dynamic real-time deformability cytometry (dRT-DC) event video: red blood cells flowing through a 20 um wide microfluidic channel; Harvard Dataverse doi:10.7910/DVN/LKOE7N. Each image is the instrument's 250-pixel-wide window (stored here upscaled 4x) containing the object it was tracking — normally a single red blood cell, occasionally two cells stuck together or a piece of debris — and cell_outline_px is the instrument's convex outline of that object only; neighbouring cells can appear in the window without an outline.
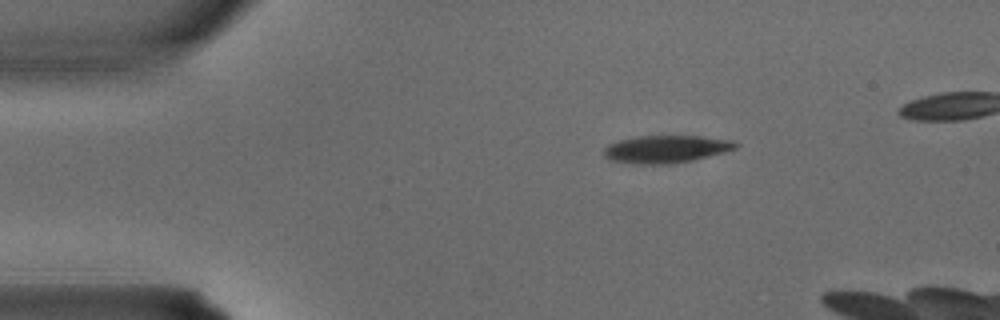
{"species": "common noctule bat (a hibernating species)", "species_latin": "Nyctalus noctula", "temperature_condition": "warm", "stored_images_in_passage": 3, "camera_frame_rate_fps": 3000, "um_per_image_px": 0.085, "animal": {"sex": "male", "body_mass_g": 15.6}, "frame": {"image": 1, "passage_image": 1, "time_ms": 0.0, "image_size_px": [1000, 320], "cell_outline_px": [[740, 144], [736, 148], [724, 152], [692, 160], [672, 164], [632, 164], [608, 160], [604, 156], [604, 148], [608, 144], [620, 140], [636, 136], [700, 136], [732, 140]], "centroid_in_image_um": [56.58, 12.68], "position_along_channel_um": 28.4, "area_um2": 21.27}}